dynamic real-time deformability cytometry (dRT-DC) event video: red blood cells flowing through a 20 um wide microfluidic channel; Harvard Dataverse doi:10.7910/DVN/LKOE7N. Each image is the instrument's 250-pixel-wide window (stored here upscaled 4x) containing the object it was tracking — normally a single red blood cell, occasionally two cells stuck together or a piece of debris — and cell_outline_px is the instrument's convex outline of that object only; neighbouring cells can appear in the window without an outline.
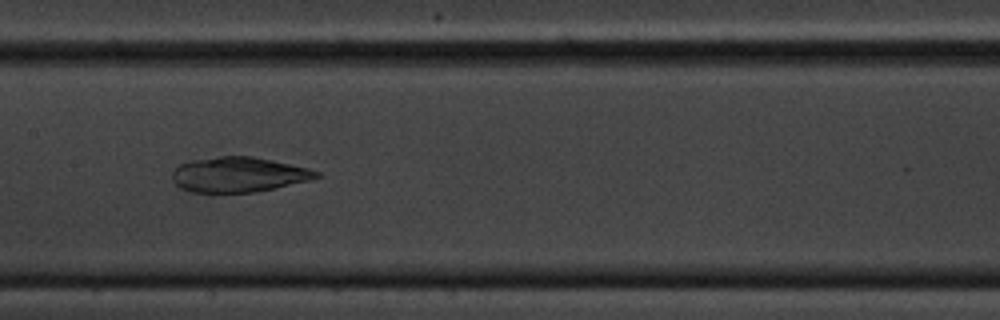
{"species": "common noctule bat (a hibernating species)", "species_latin": "Nyctalus noctula", "temperature_condition": "cold", "stored_images_in_passage": 53, "camera_frame_rate_fps": 3000, "um_per_image_px": 0.085, "animal": {"sex": "male", "body_mass_g": 20.1, "forearm_length_mm": 53.5}, "frame": {"image": 1, "passage_image": 24, "time_ms": 7.667, "image_size_px": [1000, 320], "cell_outline_px": [[320, 176], [312, 180], [276, 188], [252, 192], [192, 192], [180, 188], [172, 180], [172, 172], [180, 164], [188, 160], [220, 156], [252, 156], [272, 160], [308, 168], [320, 172]], "centroid_in_image_um": [20.27, 14.83], "position_along_channel_um": 187.1, "area_um2": 29.54}}
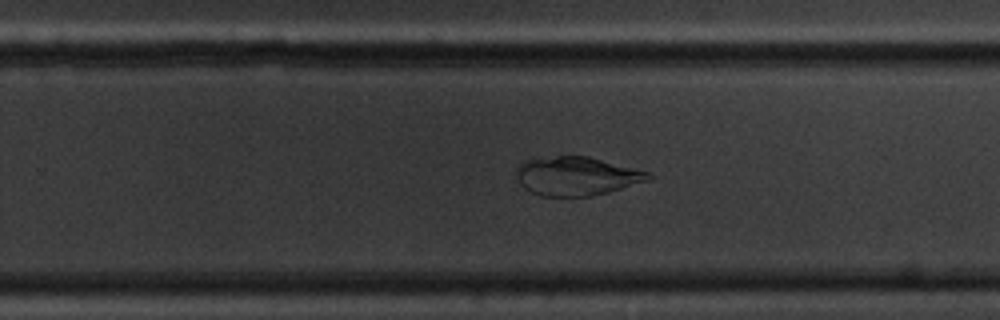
{"frame": {"image": 2, "passage_image": 32, "time_ms": 10.333, "image_size_px": [1000, 320], "cell_outline_px": [[656, 176], [652, 180], [608, 192], [592, 196], [540, 196], [524, 188], [520, 184], [512, 172], [524, 160], [556, 156], [588, 156], [648, 172]], "centroid_in_image_um": [48.99, 14.97], "position_along_channel_um": 280.8, "area_um2": 30.06}}
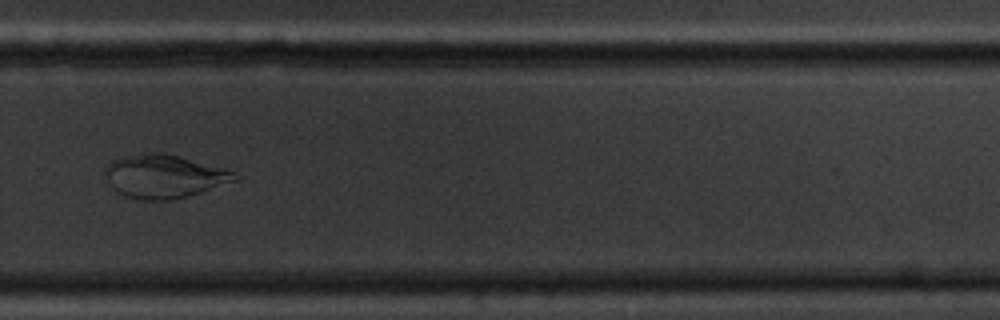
{"frame": {"image": 3, "passage_image": 35, "time_ms": 11.333, "image_size_px": [1000, 320], "cell_outline_px": [[236, 180], [172, 200], [140, 200], [124, 196], [116, 192], [112, 188], [104, 172], [104, 168], [112, 160], [120, 156], [152, 152], [164, 152], [180, 156], [224, 168], [236, 172]], "centroid_in_image_um": [13.87, 14.97], "position_along_channel_um": 315.9, "area_um2": 32.66}}